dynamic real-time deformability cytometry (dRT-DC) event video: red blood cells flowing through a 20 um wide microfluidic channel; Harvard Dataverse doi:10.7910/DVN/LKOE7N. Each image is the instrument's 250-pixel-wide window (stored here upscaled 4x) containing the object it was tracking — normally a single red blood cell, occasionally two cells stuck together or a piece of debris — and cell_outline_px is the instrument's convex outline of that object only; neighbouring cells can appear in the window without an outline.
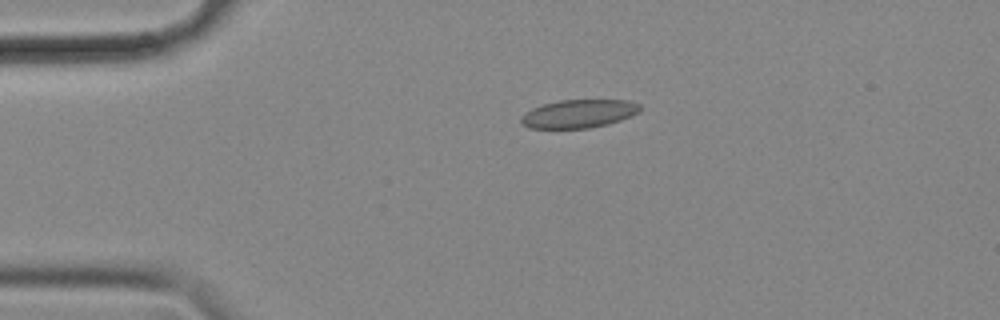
{"species": "common noctule bat (a hibernating species)", "species_latin": "Nyctalus noctula", "temperature_condition": "cold", "stored_images_in_passage": 46, "camera_frame_rate_fps": 3000, "um_per_image_px": 0.085, "animal": {"sex": "female", "body_mass_g": 18.4}, "frame": {"image": 1, "passage_image": 1, "time_ms": 0.0, "image_size_px": [1000, 320], "cell_outline_px": [[640, 112], [620, 120], [608, 124], [588, 128], [528, 128], [520, 120], [520, 116], [532, 108], [544, 104], [560, 100], [628, 100], [640, 104]], "centroid_in_image_um": [49.2, 9.66], "position_along_channel_um": 35.8, "area_um2": 19.54}}
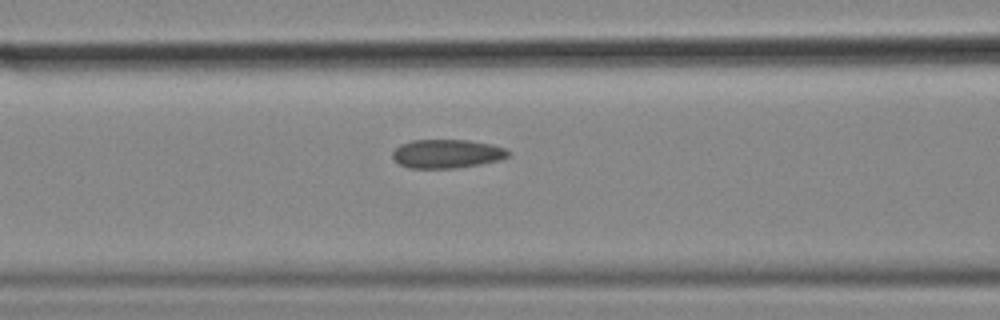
{"frame": {"image": 2, "passage_image": 12, "time_ms": 3.667, "image_size_px": [1000, 320], "cell_outline_px": [[512, 152], [508, 156], [500, 160], [480, 164], [456, 168], [408, 168], [400, 164], [392, 156], [392, 152], [400, 144], [412, 140], [468, 140], [492, 144], [504, 148]], "centroid_in_image_um": [38.0, 13.06], "position_along_channel_um": 128.6, "area_um2": 19.42}}
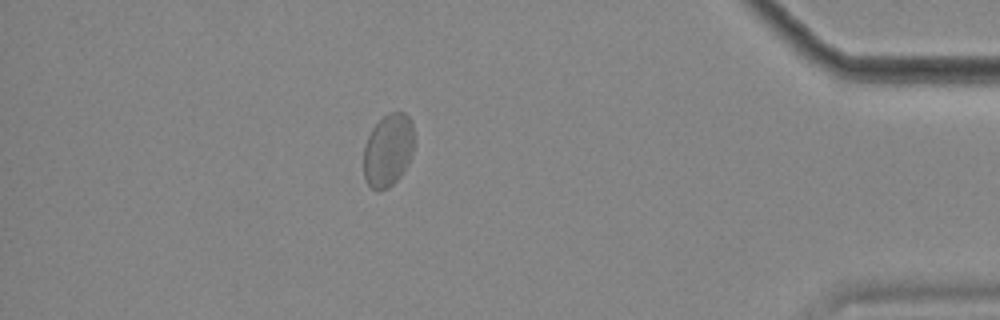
{"frame": {"image": 3, "passage_image": 39, "time_ms": 12.667, "image_size_px": [1000, 320], "cell_outline_px": [[412, 152], [408, 164], [400, 176], [388, 188], [376, 192], [364, 180], [364, 144], [372, 128], [388, 112], [404, 112], [412, 120]], "centroid_in_image_um": [32.96, 12.78], "position_along_channel_um": 402.2, "area_um2": 21.39}, "authors_computed_cell_mechanics": {"area_um2": 20.0855, "velocity_mm_per_s": 3.5199, "shape_relaxation_time_tau1_ms": null, "shape_relaxation_time_tau2_ms": 1.0436, "deformation_change_tau1": null, "deformation_change_tau2": 0.0321}}